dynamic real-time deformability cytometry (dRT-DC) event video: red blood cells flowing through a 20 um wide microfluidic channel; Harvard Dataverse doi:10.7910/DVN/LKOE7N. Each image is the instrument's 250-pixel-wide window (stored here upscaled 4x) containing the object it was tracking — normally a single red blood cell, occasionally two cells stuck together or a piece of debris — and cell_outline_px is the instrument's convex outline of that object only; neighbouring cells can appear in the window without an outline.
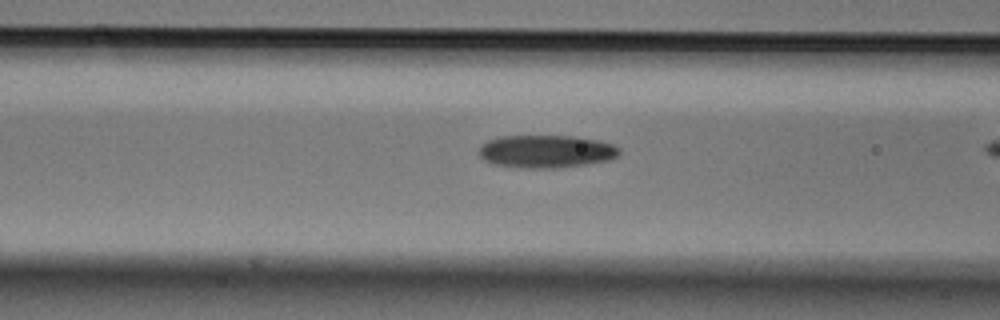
{"species": "Egyptian fruit bat (a non-hibernating species)", "species_latin": "Rousettus aegyptiacus", "temperature_condition": "cold", "stored_images_in_passage": 6, "camera_frame_rate_fps": 3000, "um_per_image_px": 0.085, "animal": {"sex": "male"}, "frame": {"image": 1, "passage_image": 5, "time_ms": 1.333, "image_size_px": [1000, 320], "cell_outline_px": [[620, 152], [616, 156], [608, 160], [584, 164], [556, 168], [520, 168], [492, 164], [484, 160], [480, 156], [480, 144], [488, 140], [500, 136], [572, 136], [600, 140], [612, 144], [620, 148]], "centroid_in_image_um": [46.39, 12.87], "position_along_channel_um": 120.2, "area_um2": 26.88}}